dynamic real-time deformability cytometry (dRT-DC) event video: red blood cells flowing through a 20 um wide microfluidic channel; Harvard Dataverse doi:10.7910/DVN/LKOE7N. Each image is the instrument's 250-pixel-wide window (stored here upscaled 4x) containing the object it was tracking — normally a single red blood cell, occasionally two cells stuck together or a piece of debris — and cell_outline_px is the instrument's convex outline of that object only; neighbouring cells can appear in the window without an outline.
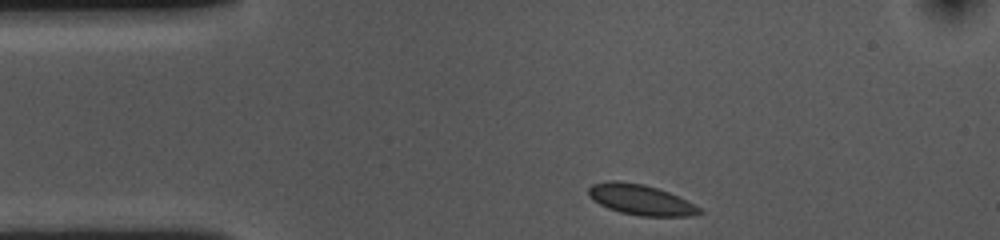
{"species": "common noctule bat (a hibernating species)", "species_latin": "Nyctalus noctula", "temperature_condition": "cold", "stored_images_in_passage": 35, "camera_frame_rate_fps": 3000, "um_per_image_px": 0.085, "animal": {"sex": "female", "body_mass_g": 10.0, "forearm_length_mm": 53.1}, "frame": {"image": 1, "passage_image": 1, "time_ms": 0.0, "image_size_px": [1000, 240], "cell_outline_px": [[704, 212], [692, 216], [640, 216], [620, 212], [608, 208], [592, 200], [588, 196], [588, 188], [592, 184], [608, 180], [616, 180], [644, 184], [668, 192], [700, 208]], "centroid_in_image_um": [54.4, 16.97], "position_along_channel_um": 30.6, "area_um2": 19.59}}
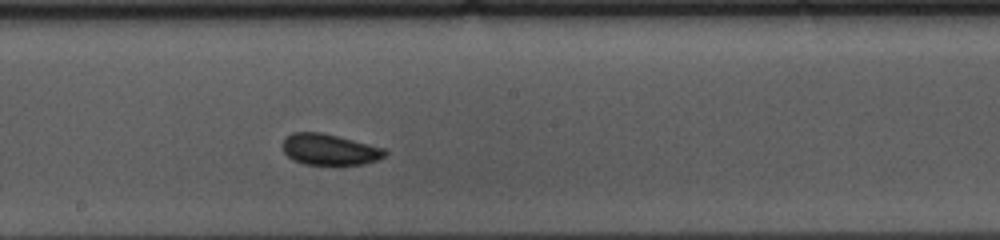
{"frame": {"image": 2, "passage_image": 20, "time_ms": 6.333, "image_size_px": [1000, 240], "cell_outline_px": [[388, 152], [384, 156], [376, 160], [364, 164], [304, 164], [292, 160], [284, 152], [284, 140], [292, 132], [320, 132], [384, 148]], "centroid_in_image_um": [28.0, 12.71], "position_along_channel_um": 220.2, "area_um2": 18.15}}
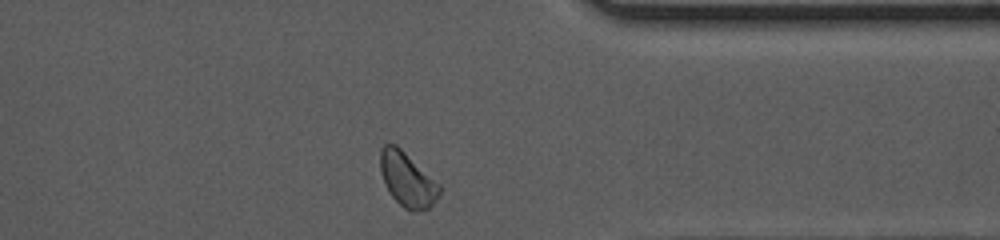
{"frame": {"image": 3, "passage_image": 34, "time_ms": 11.0, "image_size_px": [1000, 240], "cell_outline_px": [[444, 188], [436, 200], [428, 208], [420, 212], [412, 212], [404, 208], [392, 196], [384, 184], [380, 172], [380, 148], [384, 144], [396, 144], [440, 184]], "centroid_in_image_um": [34.64, 15.27], "position_along_channel_um": 376.8, "area_um2": 18.96}}